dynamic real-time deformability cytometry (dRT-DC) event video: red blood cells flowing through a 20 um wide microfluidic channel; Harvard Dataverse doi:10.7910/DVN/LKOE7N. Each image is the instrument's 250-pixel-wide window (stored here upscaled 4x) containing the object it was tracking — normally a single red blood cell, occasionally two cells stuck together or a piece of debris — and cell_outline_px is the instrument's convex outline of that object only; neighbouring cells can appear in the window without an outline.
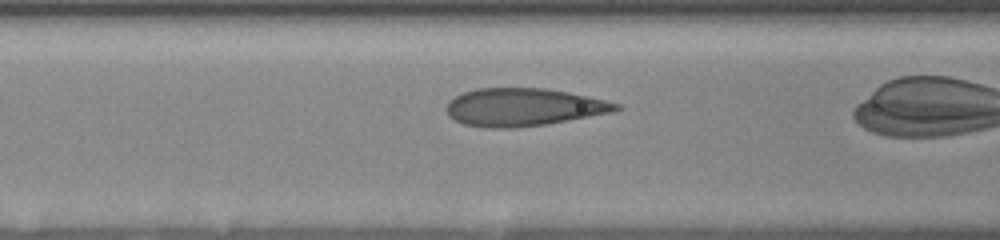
{"species": "human", "species_latin": "Homo sapiens", "temperature_condition": "room temperature", "stored_images_in_passage": 12, "camera_frame_rate_fps": 3000, "um_per_image_px": 0.085, "donor": {"sex": "female"}, "frame": {"image": 1, "passage_image": 5, "time_ms": 3.333, "image_size_px": [1000, 240], "cell_outline_px": [[624, 108], [612, 112], [548, 124], [516, 128], [488, 128], [464, 124], [448, 116], [448, 100], [464, 92], [476, 88], [548, 88], [568, 92], [604, 100], [620, 104]], "centroid_in_image_um": [44.5, 9.11], "position_along_channel_um": 122.1, "area_um2": 37.34}}
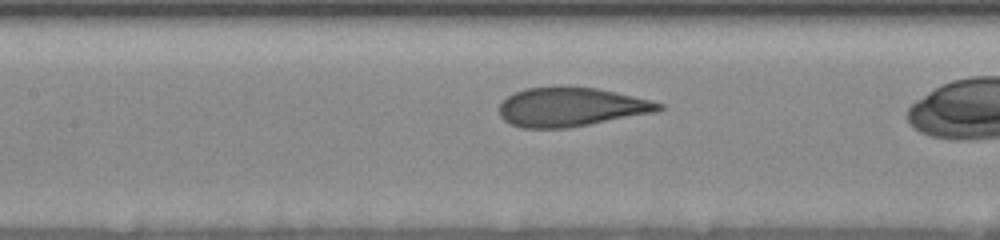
{"frame": {"image": 2, "passage_image": 7, "time_ms": 4.333, "image_size_px": [1000, 240], "cell_outline_px": [[664, 108], [656, 112], [568, 128], [520, 128], [504, 120], [500, 116], [500, 104], [508, 96], [516, 92], [528, 88], [564, 84], [596, 88], [616, 92], [664, 104]], "centroid_in_image_um": [48.52, 9.07], "position_along_channel_um": 158.9, "area_um2": 36.53}}
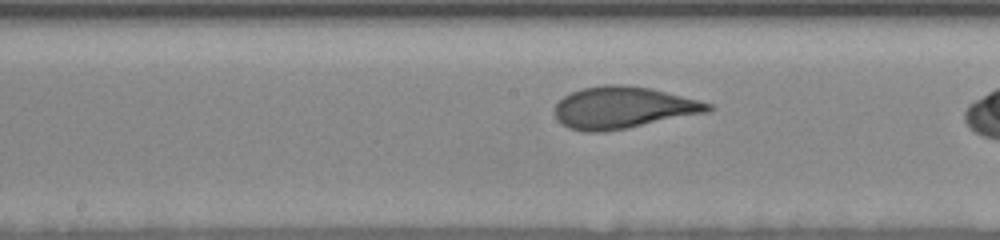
{"frame": {"image": 3, "passage_image": 9, "time_ms": 5.333, "image_size_px": [1000, 240], "cell_outline_px": [[716, 108], [708, 112], [604, 132], [584, 132], [568, 128], [560, 124], [556, 120], [556, 104], [564, 96], [572, 92], [584, 88], [604, 84], [624, 84], [652, 88], [712, 104]], "centroid_in_image_um": [52.95, 9.15], "position_along_channel_um": 195.3, "area_um2": 37.28}}